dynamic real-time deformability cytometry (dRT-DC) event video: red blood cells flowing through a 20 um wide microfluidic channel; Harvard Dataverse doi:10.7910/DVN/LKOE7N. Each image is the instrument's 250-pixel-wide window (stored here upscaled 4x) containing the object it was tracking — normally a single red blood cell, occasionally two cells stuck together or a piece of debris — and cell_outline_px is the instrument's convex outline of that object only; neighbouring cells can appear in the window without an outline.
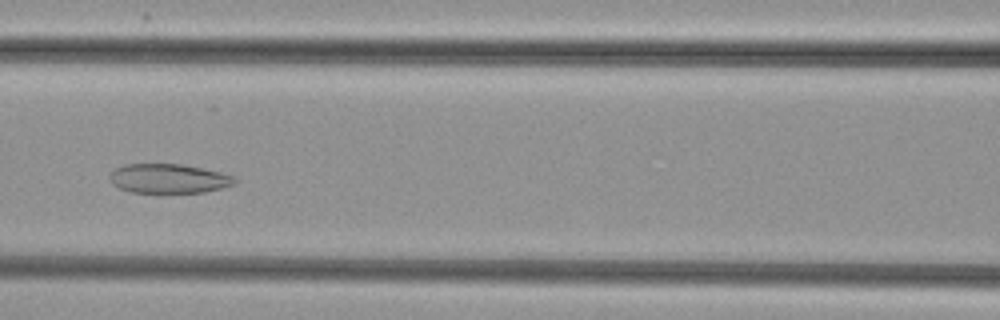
{"species": "common noctule bat (a hibernating species)", "species_latin": "Nyctalus noctula", "temperature_condition": "cold", "stored_images_in_passage": 46, "camera_frame_rate_fps": 3000, "um_per_image_px": 0.085, "animal": {"sex": "female", "body_mass_g": 29.2, "forearm_length_mm": 56.3}, "frame": {"image": 1, "passage_image": 17, "time_ms": 5.333, "image_size_px": [1000, 320], "cell_outline_px": [[236, 184], [224, 188], [204, 192], [132, 192], [120, 188], [112, 184], [108, 176], [116, 168], [124, 164], [180, 164], [220, 172], [232, 176], [236, 180]], "centroid_in_image_um": [14.33, 15.18], "position_along_channel_um": 152.3, "area_um2": 21.21}}
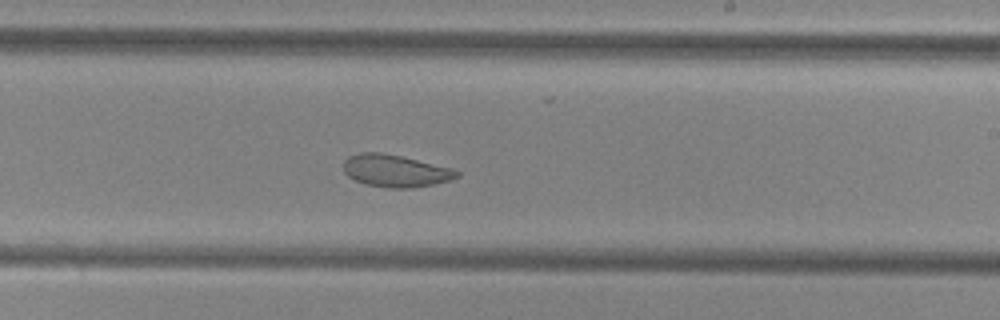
{"frame": {"image": 2, "passage_image": 25, "time_ms": 8.0, "image_size_px": [1000, 320], "cell_outline_px": [[460, 176], [448, 180], [432, 184], [412, 188], [388, 188], [368, 184], [356, 180], [348, 176], [344, 172], [344, 160], [348, 156], [360, 152], [380, 152], [400, 156], [452, 168], [460, 172]], "centroid_in_image_um": [33.59, 14.51], "position_along_channel_um": 255.4, "area_um2": 21.1}}
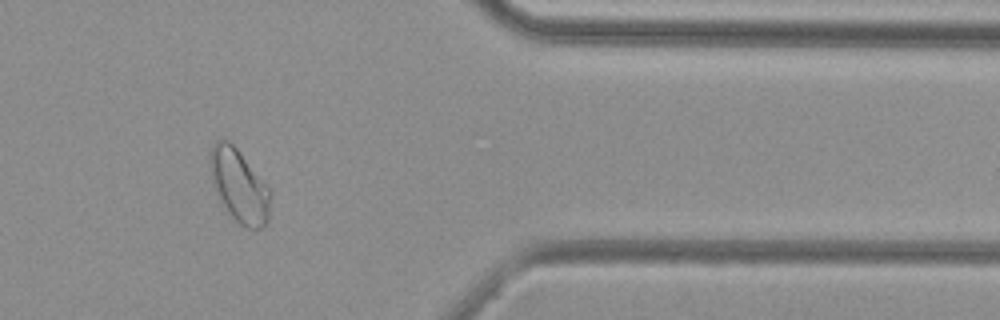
{"frame": {"image": 3, "passage_image": 37, "time_ms": 12.0, "image_size_px": [1000, 320], "cell_outline_px": [[272, 192], [268, 220], [260, 228], [248, 228], [240, 224], [224, 208], [212, 184], [208, 164], [208, 156], [212, 144], [216, 140], [228, 140], [236, 148], [272, 188]], "centroid_in_image_um": [20.32, 15.76], "position_along_channel_um": 391.1, "area_um2": 26.13}}